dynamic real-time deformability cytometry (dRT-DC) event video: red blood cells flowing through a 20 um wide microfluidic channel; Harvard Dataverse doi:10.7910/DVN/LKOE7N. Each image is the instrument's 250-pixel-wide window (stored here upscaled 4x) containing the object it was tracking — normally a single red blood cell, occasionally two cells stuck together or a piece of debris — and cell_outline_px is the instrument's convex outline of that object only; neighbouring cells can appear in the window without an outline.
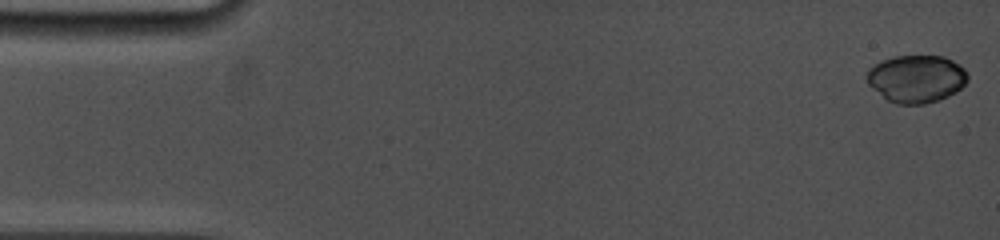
{"species": "common noctule bat (a hibernating species)", "species_latin": "Nyctalus noctula", "temperature_condition": "cold", "stored_images_in_passage": 36, "camera_frame_rate_fps": 5000, "um_per_image_px": 0.085, "animal": {"sex": "female", "body_mass_g": 19.0, "forearm_length_mm": 53.3}, "frame": {"image": 1, "passage_image": 1, "time_ms": 0.0, "image_size_px": [1000, 240], "cell_outline_px": [[968, 80], [956, 92], [948, 96], [924, 104], [896, 104], [888, 100], [872, 88], [868, 84], [868, 68], [872, 64], [880, 60], [896, 56], [944, 56], [960, 64], [968, 72]], "centroid_in_image_um": [77.9, 6.68], "position_along_channel_um": 7.1, "area_um2": 28.03}}
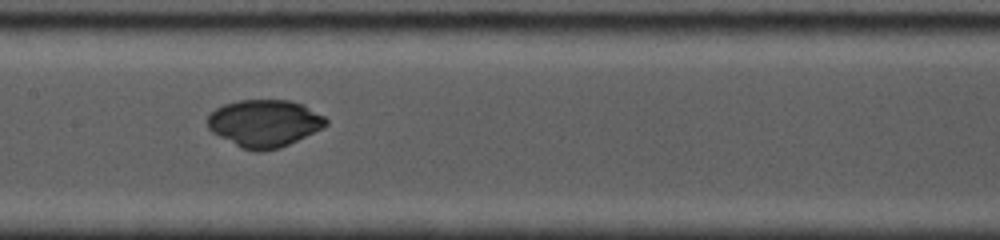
{"frame": {"image": 2, "passage_image": 21, "time_ms": 8.0, "image_size_px": [1000, 240], "cell_outline_px": [[328, 124], [280, 148], [260, 152], [256, 152], [240, 148], [212, 132], [208, 128], [208, 116], [216, 108], [224, 104], [240, 100], [292, 100], [324, 116], [328, 120]], "centroid_in_image_um": [22.43, 10.48], "position_along_channel_um": 185.0, "area_um2": 32.31}}
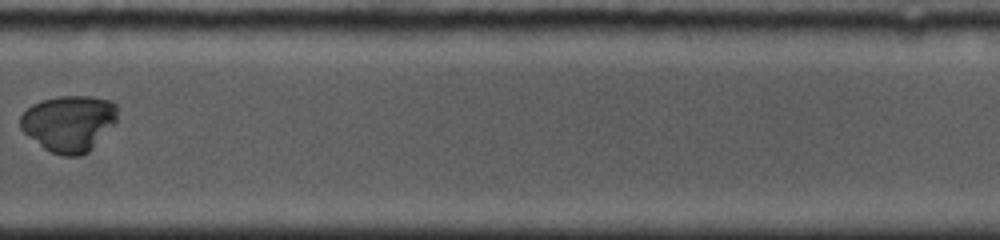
{"frame": {"image": 3, "passage_image": 30, "time_ms": 11.6, "image_size_px": [1000, 240], "cell_outline_px": [[116, 124], [88, 152], [80, 156], [64, 156], [52, 152], [44, 148], [28, 136], [20, 128], [20, 116], [32, 104], [44, 100], [60, 96], [92, 96], [112, 100], [116, 104]], "centroid_in_image_um": [5.88, 10.48], "position_along_channel_um": 323.9, "area_um2": 31.91}}